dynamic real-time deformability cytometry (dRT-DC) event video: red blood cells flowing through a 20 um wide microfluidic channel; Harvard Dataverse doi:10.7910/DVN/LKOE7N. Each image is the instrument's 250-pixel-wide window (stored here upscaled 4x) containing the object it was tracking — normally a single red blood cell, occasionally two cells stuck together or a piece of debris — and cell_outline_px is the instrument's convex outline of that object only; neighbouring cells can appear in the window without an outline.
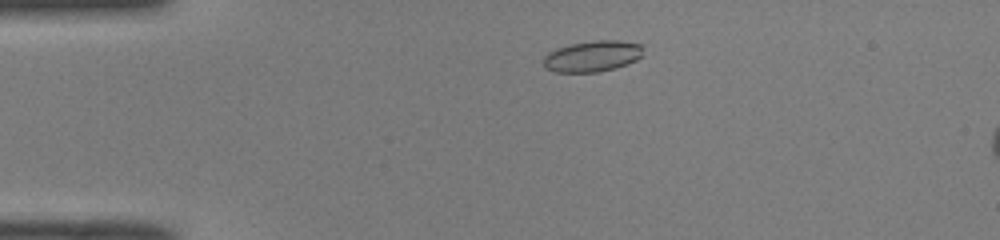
{"species": "common noctule bat (a hibernating species)", "species_latin": "Nyctalus noctula", "temperature_condition": "room temperature", "stored_images_in_passage": 6, "camera_frame_rate_fps": 3000, "um_per_image_px": 0.085, "animal": {"sex": "male", "body_mass_g": 19.0, "forearm_length_mm": 50.8}, "frame": {"image": 1, "passage_image": 1, "time_ms": 0.0, "image_size_px": [1000, 240], "cell_outline_px": [[644, 56], [628, 64], [616, 68], [596, 72], [556, 72], [544, 68], [544, 56], [548, 52], [556, 48], [568, 44], [592, 40], [616, 40], [644, 44]], "centroid_in_image_um": [50.4, 4.76], "position_along_channel_um": 34.6, "area_um2": 18.5}}